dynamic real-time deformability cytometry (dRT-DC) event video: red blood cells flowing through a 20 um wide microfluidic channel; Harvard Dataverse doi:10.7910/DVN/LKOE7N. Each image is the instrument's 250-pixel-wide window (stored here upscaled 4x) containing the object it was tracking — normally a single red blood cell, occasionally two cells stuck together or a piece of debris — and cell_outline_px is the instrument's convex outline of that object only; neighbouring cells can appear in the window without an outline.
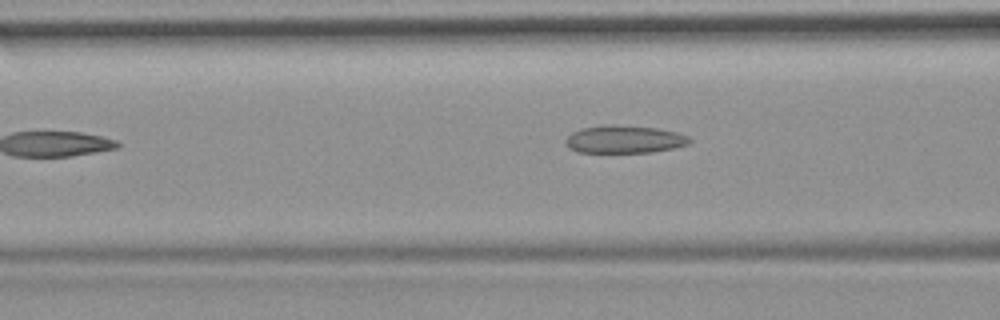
{"species": "common noctule bat (a hibernating species)", "species_latin": "Nyctalus noctula", "temperature_condition": "room temperature", "stored_images_in_passage": 7, "camera_frame_rate_fps": 3000, "um_per_image_px": 0.085, "animal": {"sex": "female", "body_mass_g": 19.9}, "frame": {"image": 1, "passage_image": 5, "time_ms": 1.333, "image_size_px": [1000, 320], "cell_outline_px": [[692, 140], [688, 144], [672, 148], [652, 152], [576, 152], [568, 148], [564, 144], [564, 140], [572, 132], [580, 128], [600, 124], [612, 124], [656, 128], [676, 132], [688, 136]], "centroid_in_image_um": [53.0, 11.83], "position_along_channel_um": 113.6, "area_um2": 20.23}}